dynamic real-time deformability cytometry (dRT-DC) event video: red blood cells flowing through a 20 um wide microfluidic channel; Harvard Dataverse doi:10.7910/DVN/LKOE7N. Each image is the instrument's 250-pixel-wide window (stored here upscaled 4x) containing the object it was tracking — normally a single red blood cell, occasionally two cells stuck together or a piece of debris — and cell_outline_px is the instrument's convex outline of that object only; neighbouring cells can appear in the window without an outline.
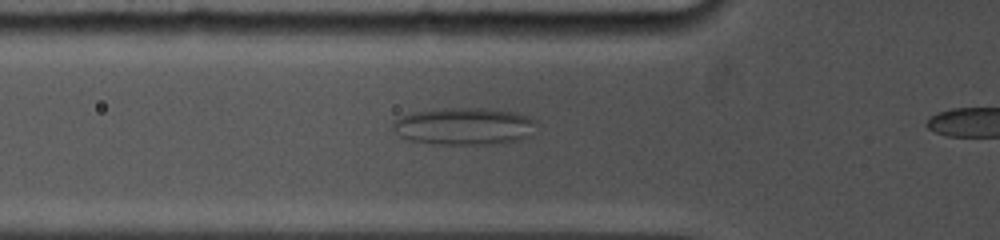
{"species": "common noctule bat (a hibernating species)", "species_latin": "Nyctalus noctula", "temperature_condition": "cold", "stored_images_in_passage": 20, "camera_frame_rate_fps": 5000, "um_per_image_px": 0.085, "animal": {"sex": "female", "body_mass_g": 19.0, "forearm_length_mm": 53.3}, "frame": {"image": 1, "passage_image": 12, "time_ms": 4.0, "image_size_px": [1000, 240], "cell_outline_px": [[536, 124], [528, 136], [520, 140], [488, 144], [436, 144], [408, 140], [400, 136], [392, 128], [392, 124], [400, 116], [412, 112], [440, 108], [484, 108], [512, 112], [528, 116], [536, 120]], "centroid_in_image_um": [39.41, 10.73], "position_along_channel_um": 86.4, "area_um2": 31.1}}
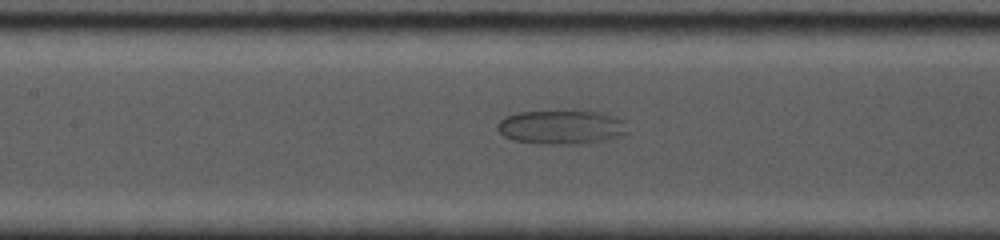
{"frame": {"image": 2, "passage_image": 17, "time_ms": 6.0, "image_size_px": [1000, 240], "cell_outline_px": [[628, 132], [604, 140], [584, 144], [544, 144], [512, 140], [504, 136], [496, 128], [496, 124], [504, 116], [516, 112], [564, 108], [576, 108], [600, 112], [616, 116], [624, 120]], "centroid_in_image_um": [47.69, 10.74], "position_along_channel_um": 159.7, "area_um2": 27.11}}